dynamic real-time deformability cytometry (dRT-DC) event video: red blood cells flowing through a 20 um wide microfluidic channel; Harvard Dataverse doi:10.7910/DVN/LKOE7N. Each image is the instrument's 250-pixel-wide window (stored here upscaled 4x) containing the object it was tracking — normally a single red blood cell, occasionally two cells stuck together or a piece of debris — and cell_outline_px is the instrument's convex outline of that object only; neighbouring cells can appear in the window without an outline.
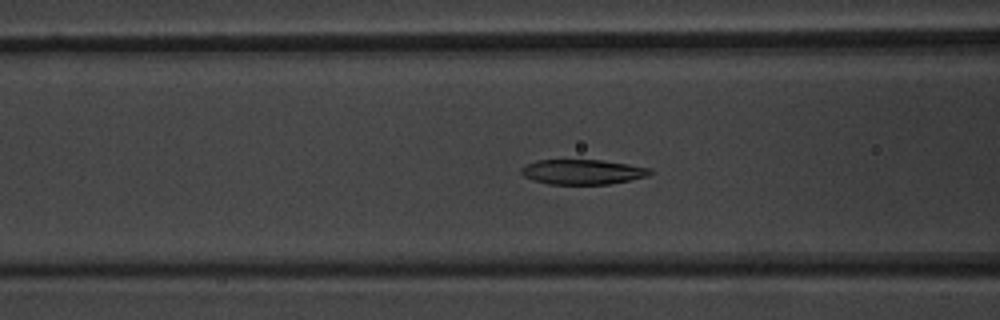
{"species": "common noctule bat (a hibernating species)", "species_latin": "Nyctalus noctula", "temperature_condition": "warm", "stored_images_in_passage": 52, "camera_frame_rate_fps": 3000, "um_per_image_px": 0.085, "animal": {"sex": "male", "body_mass_g": 20.1, "forearm_length_mm": 53.5}, "frame": {"image": 1, "passage_image": 21, "time_ms": 6.667, "image_size_px": [1000, 320], "cell_outline_px": [[652, 172], [648, 176], [608, 184], [548, 184], [524, 176], [520, 172], [520, 168], [536, 160], [600, 160], [628, 164], [652, 168]], "centroid_in_image_um": [49.53, 14.6], "position_along_channel_um": 117.1, "area_um2": 18.55}}
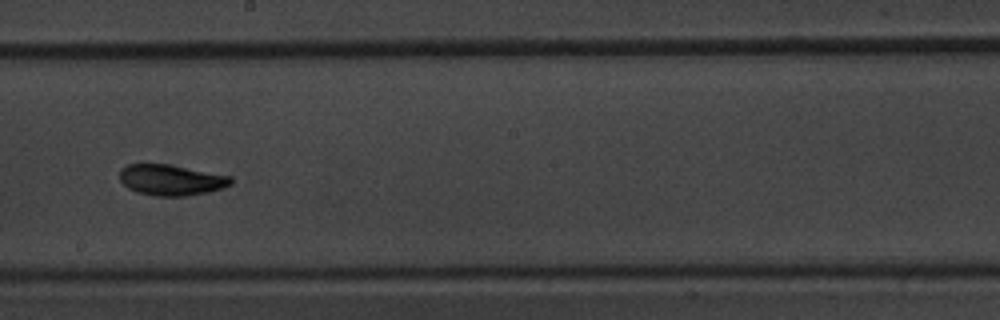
{"frame": {"image": 2, "passage_image": 30, "time_ms": 9.667, "image_size_px": [1000, 320], "cell_outline_px": [[232, 184], [208, 192], [184, 196], [156, 196], [136, 192], [128, 188], [120, 180], [120, 168], [128, 164], [168, 164], [232, 176]], "centroid_in_image_um": [14.53, 15.29], "position_along_channel_um": 233.7, "area_um2": 19.94}}
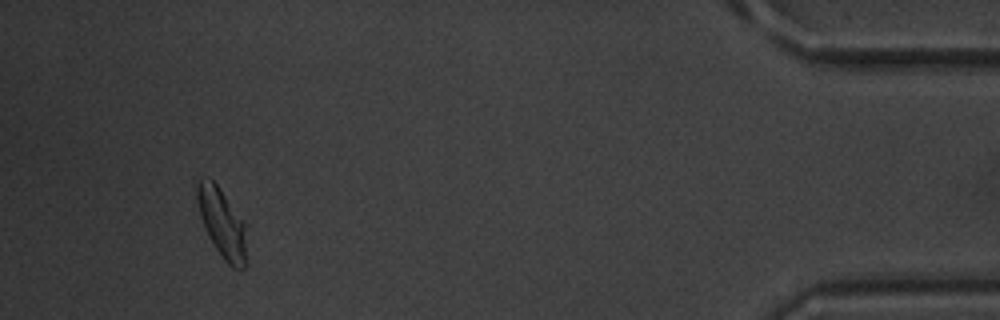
{"frame": {"image": 3, "passage_image": 49, "time_ms": 16.0, "image_size_px": [1000, 320], "cell_outline_px": [[244, 268], [232, 268], [224, 260], [208, 236], [204, 228], [200, 216], [196, 196], [196, 184], [200, 176], [208, 176], [216, 184], [244, 220]], "centroid_in_image_um": [18.81, 18.88], "position_along_channel_um": 416.4, "area_um2": 19.59}, "authors_computed_cell_mechanics": {"area_um2": 19.8832, "velocity_mm_per_s": 3.8894, "shape_relaxation_time_tau1_ms": 3.9155, "shape_relaxation_time_tau2_ms": 3.2882, "deformation_change_tau1": 0.1359, "deformation_change_tau2": 0.0901}}